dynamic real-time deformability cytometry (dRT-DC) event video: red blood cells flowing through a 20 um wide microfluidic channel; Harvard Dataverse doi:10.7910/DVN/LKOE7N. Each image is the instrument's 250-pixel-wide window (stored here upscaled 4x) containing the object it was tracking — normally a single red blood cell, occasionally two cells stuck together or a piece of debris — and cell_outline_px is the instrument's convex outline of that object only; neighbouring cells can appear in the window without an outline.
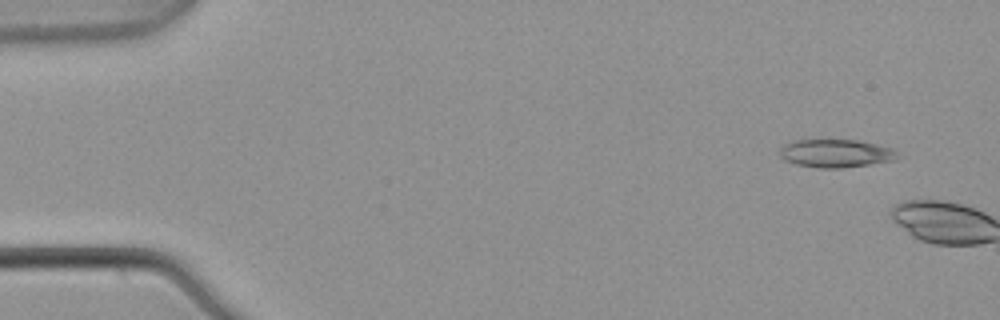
{"species": "common noctule bat (a hibernating species)", "species_latin": "Nyctalus noctula", "temperature_condition": "warm", "stored_images_in_passage": 2, "camera_frame_rate_fps": 3000, "um_per_image_px": 0.085, "animal": {"sex": "male", "body_mass_g": 21.5, "forearm_length_mm": 52.0}, "frame": {"image": 1, "passage_image": 1, "time_ms": 0.0, "image_size_px": [1000, 320], "cell_outline_px": [[896, 160], [840, 168], [820, 168], [796, 164], [784, 160], [780, 156], [780, 148], [784, 144], [792, 140], [856, 140], [876, 144], [892, 148], [896, 152]], "centroid_in_image_um": [71.0, 13.03], "position_along_channel_um": 14.0, "area_um2": 19.13}}